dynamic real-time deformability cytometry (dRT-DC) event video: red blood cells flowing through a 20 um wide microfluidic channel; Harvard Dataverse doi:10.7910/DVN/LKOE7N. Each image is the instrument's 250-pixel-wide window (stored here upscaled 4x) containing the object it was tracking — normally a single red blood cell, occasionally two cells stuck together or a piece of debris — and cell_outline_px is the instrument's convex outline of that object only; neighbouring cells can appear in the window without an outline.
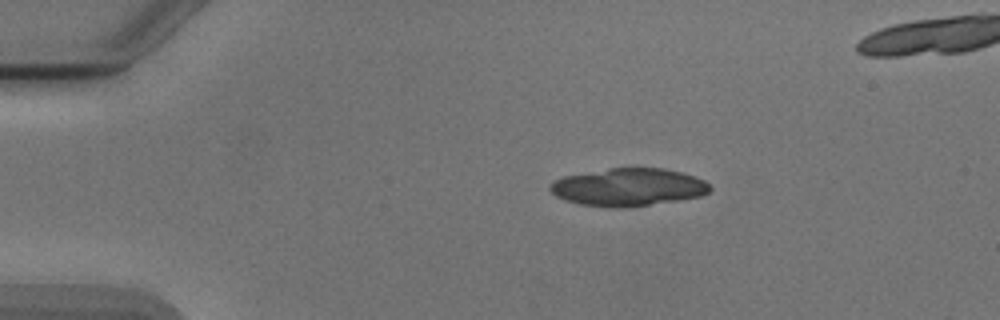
{"species": "Egyptian fruit bat (a non-hibernating species)", "species_latin": "Rousettus aegyptiacus", "temperature_condition": "cold", "stored_images_in_passage": 14, "camera_frame_rate_fps": 3000, "um_per_image_px": 0.085, "animal": {"sex": "male"}, "frame": {"image": 1, "passage_image": 1, "time_ms": 0.0, "image_size_px": [1000, 320], "cell_outline_px": [[712, 188], [708, 192], [700, 196], [676, 200], [620, 208], [580, 204], [556, 196], [548, 188], [548, 184], [552, 180], [564, 176], [608, 168], [664, 168], [696, 176], [704, 180]], "centroid_in_image_um": [53.38, 15.89], "position_along_channel_um": 31.6, "area_um2": 34.85}}